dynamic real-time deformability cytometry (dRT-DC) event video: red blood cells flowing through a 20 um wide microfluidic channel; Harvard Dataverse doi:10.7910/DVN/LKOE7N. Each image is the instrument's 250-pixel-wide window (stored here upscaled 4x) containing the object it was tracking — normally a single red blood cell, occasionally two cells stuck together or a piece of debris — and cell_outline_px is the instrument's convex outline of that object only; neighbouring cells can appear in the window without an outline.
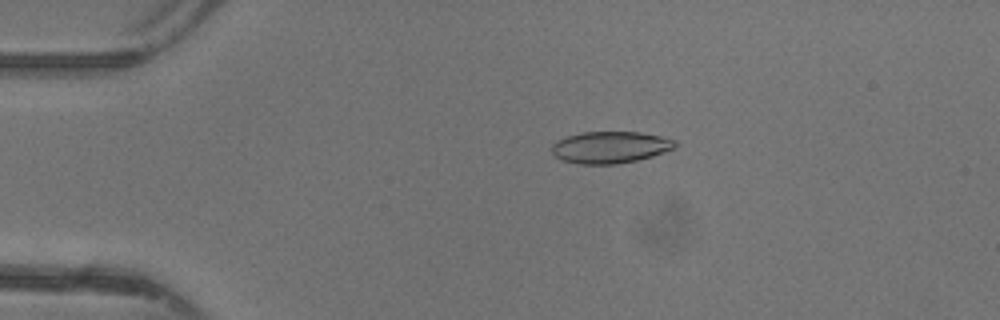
{"species": "common noctule bat (a hibernating species)", "species_latin": "Nyctalus noctula", "temperature_condition": "warm", "stored_images_in_passage": 47, "camera_frame_rate_fps": 3000, "um_per_image_px": 0.085, "animal": {"sex": "female"}, "frame": {"image": 1, "passage_image": 10, "time_ms": 3.0, "image_size_px": [1000, 320], "cell_outline_px": [[676, 144], [672, 148], [652, 156], [636, 160], [616, 164], [580, 164], [564, 160], [556, 156], [552, 152], [552, 144], [556, 140], [568, 136], [584, 132], [640, 132], [660, 136], [676, 140]], "centroid_in_image_um": [51.85, 12.51], "position_along_channel_um": 33.2, "area_um2": 22.54}}
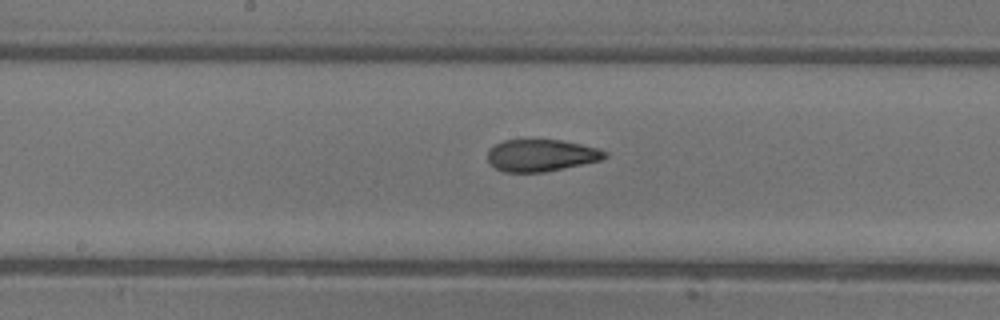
{"frame": {"image": 2, "passage_image": 25, "time_ms": 8.0, "image_size_px": [1000, 320], "cell_outline_px": [[608, 156], [600, 160], [544, 172], [504, 172], [496, 168], [488, 160], [488, 152], [496, 144], [504, 140], [560, 140], [600, 148], [608, 152]], "centroid_in_image_um": [46.03, 13.2], "position_along_channel_um": 202.2, "area_um2": 21.62}}
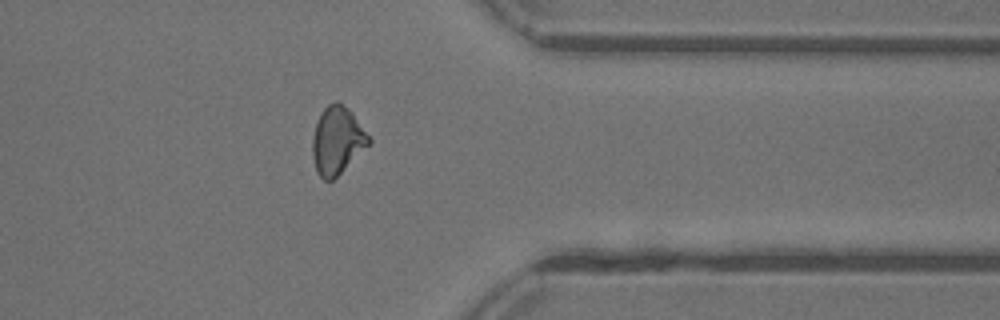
{"frame": {"image": 3, "passage_image": 38, "time_ms": 12.333, "image_size_px": [1000, 320], "cell_outline_px": [[372, 140], [332, 180], [324, 180], [316, 172], [312, 156], [312, 140], [316, 124], [320, 112], [328, 104], [336, 100], [348, 108], [352, 112]], "centroid_in_image_um": [28.62, 11.91], "position_along_channel_um": 382.8, "area_um2": 21.79}, "authors_computed_cell_mechanics": {"area_um2": 22.3108, "velocity_mm_per_s": 4.3948, "shape_relaxation_time_tau1_ms": 11.1963, "shape_relaxation_time_tau2_ms": 1.8669, "deformation_change_tau1": 0.2746, "deformation_change_tau2": 0.077}}